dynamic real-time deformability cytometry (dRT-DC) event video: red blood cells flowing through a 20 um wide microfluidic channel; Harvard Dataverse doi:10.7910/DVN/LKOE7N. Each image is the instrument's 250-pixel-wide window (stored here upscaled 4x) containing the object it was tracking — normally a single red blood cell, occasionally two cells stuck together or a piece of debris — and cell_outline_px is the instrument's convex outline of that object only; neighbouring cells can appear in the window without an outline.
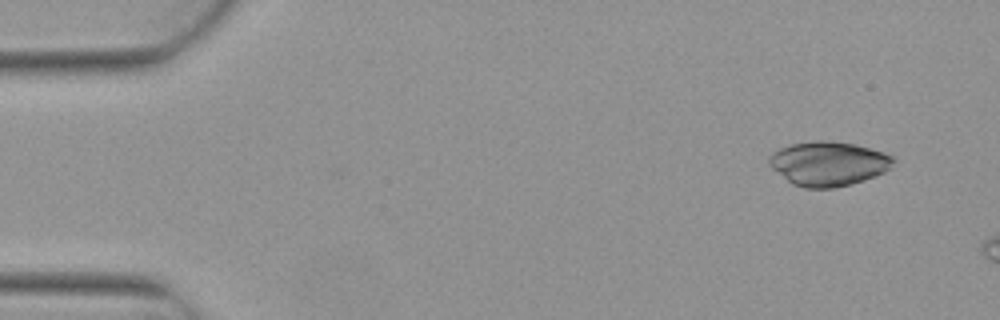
{"species": "Egyptian fruit bat (a non-hibernating species)", "species_latin": "Rousettus aegyptiacus", "temperature_condition": "warm", "stored_images_in_passage": 5, "camera_frame_rate_fps": 3000, "um_per_image_px": 0.085, "animal": {"sex": "female"}, "frame": {"image": 1, "passage_image": 1, "time_ms": 0.0, "image_size_px": [1000, 320], "cell_outline_px": [[896, 160], [892, 168], [884, 172], [864, 180], [832, 188], [804, 188], [792, 184], [772, 168], [768, 164], [768, 156], [772, 152], [780, 148], [792, 144], [816, 140], [820, 140], [856, 144], [884, 152], [892, 156]], "centroid_in_image_um": [70.41, 13.9], "position_along_channel_um": 14.6, "area_um2": 32.14}}